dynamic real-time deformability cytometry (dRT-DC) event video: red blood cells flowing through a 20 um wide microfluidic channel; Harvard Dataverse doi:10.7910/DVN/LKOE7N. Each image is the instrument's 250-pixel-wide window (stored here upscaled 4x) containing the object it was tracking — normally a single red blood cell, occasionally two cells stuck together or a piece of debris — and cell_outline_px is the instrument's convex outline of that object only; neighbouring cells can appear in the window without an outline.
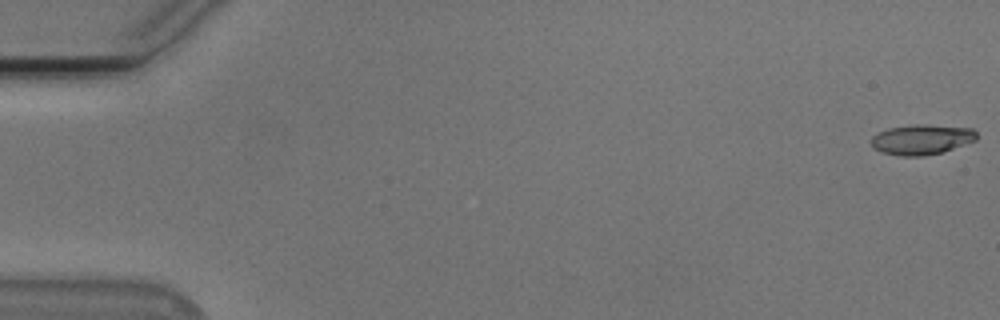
{"species": "Egyptian fruit bat (a non-hibernating species)", "species_latin": "Rousettus aegyptiacus", "temperature_condition": "cold", "stored_images_in_passage": 55, "camera_frame_rate_fps": 3000, "um_per_image_px": 0.085, "animal": {"sex": "male"}, "frame": {"image": 1, "passage_image": 1, "time_ms": 0.0, "image_size_px": [1000, 320], "cell_outline_px": [[976, 140], [940, 152], [924, 156], [900, 156], [884, 152], [872, 148], [868, 140], [876, 132], [888, 128], [916, 124], [928, 124], [972, 128], [976, 132]], "centroid_in_image_um": [78.27, 11.84], "position_along_channel_um": 6.7, "area_um2": 18.61}}
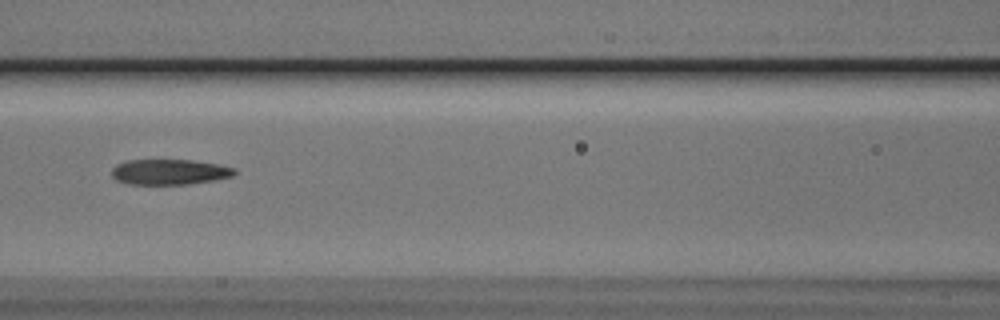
{"frame": {"image": 2, "passage_image": 25, "time_ms": 8.0, "image_size_px": [1000, 320], "cell_outline_px": [[236, 172], [232, 176], [216, 180], [188, 184], [128, 184], [116, 180], [112, 176], [112, 168], [116, 164], [128, 160], [192, 160], [220, 164], [236, 168]], "centroid_in_image_um": [14.42, 14.61], "position_along_channel_um": 152.2, "area_um2": 18.32}}
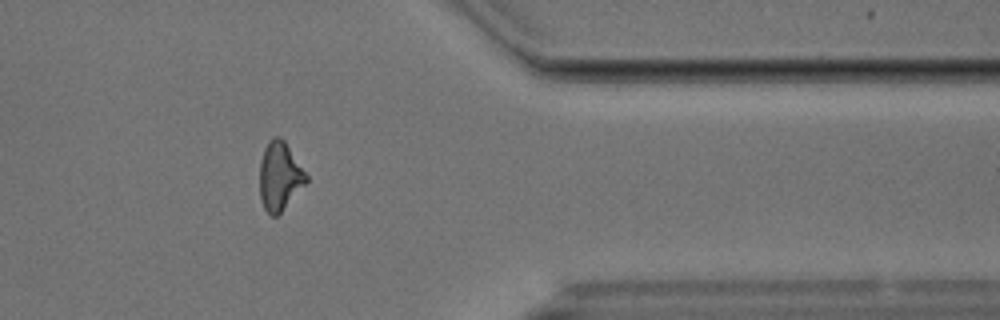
{"frame": {"image": 3, "passage_image": 45, "time_ms": 14.667, "image_size_px": [1000, 320], "cell_outline_px": [[308, 180], [280, 212], [276, 216], [272, 216], [264, 208], [260, 196], [260, 160], [264, 148], [268, 140], [272, 136], [280, 136], [284, 140], [308, 176]], "centroid_in_image_um": [23.75, 14.93], "position_along_channel_um": 387.6, "area_um2": 18.32}, "authors_computed_cell_mechanics": {"area_um2": 18.6694, "velocity_mm_per_s": 3.7762, "shape_relaxation_time_tau1_ms": 6.0361, "shape_relaxation_time_tau2_ms": 1.9608, "deformation_change_tau1": 0.1942, "deformation_change_tau2": 0.1058}}